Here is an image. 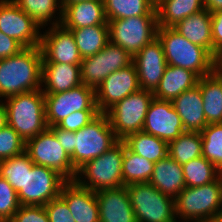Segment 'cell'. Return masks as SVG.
Listing matches in <instances>:
<instances>
[{"label": "cell", "mask_w": 222, "mask_h": 222, "mask_svg": "<svg viewBox=\"0 0 222 222\" xmlns=\"http://www.w3.org/2000/svg\"><path fill=\"white\" fill-rule=\"evenodd\" d=\"M42 60L40 46L0 59V97L42 89Z\"/></svg>", "instance_id": "1"}, {"label": "cell", "mask_w": 222, "mask_h": 222, "mask_svg": "<svg viewBox=\"0 0 222 222\" xmlns=\"http://www.w3.org/2000/svg\"><path fill=\"white\" fill-rule=\"evenodd\" d=\"M157 38L162 43L167 65L188 69L199 78L217 68V60L205 48L191 43L173 27H158Z\"/></svg>", "instance_id": "2"}, {"label": "cell", "mask_w": 222, "mask_h": 222, "mask_svg": "<svg viewBox=\"0 0 222 222\" xmlns=\"http://www.w3.org/2000/svg\"><path fill=\"white\" fill-rule=\"evenodd\" d=\"M3 102L7 125L26 142L48 126L45 119V96L41 89L9 96Z\"/></svg>", "instance_id": "3"}, {"label": "cell", "mask_w": 222, "mask_h": 222, "mask_svg": "<svg viewBox=\"0 0 222 222\" xmlns=\"http://www.w3.org/2000/svg\"><path fill=\"white\" fill-rule=\"evenodd\" d=\"M174 203L176 217L184 222H214L222 209V174L209 184L185 187Z\"/></svg>", "instance_id": "4"}, {"label": "cell", "mask_w": 222, "mask_h": 222, "mask_svg": "<svg viewBox=\"0 0 222 222\" xmlns=\"http://www.w3.org/2000/svg\"><path fill=\"white\" fill-rule=\"evenodd\" d=\"M124 149L125 143L119 140L99 157L89 160L81 166L77 170L75 181L93 192L123 187L122 161ZM83 176L87 182L82 178Z\"/></svg>", "instance_id": "5"}, {"label": "cell", "mask_w": 222, "mask_h": 222, "mask_svg": "<svg viewBox=\"0 0 222 222\" xmlns=\"http://www.w3.org/2000/svg\"><path fill=\"white\" fill-rule=\"evenodd\" d=\"M118 141L107 115L100 113L85 127L74 132V152L70 156L73 167L78 170L87 161L99 157Z\"/></svg>", "instance_id": "6"}, {"label": "cell", "mask_w": 222, "mask_h": 222, "mask_svg": "<svg viewBox=\"0 0 222 222\" xmlns=\"http://www.w3.org/2000/svg\"><path fill=\"white\" fill-rule=\"evenodd\" d=\"M137 222H177L174 198L149 182L126 186Z\"/></svg>", "instance_id": "7"}, {"label": "cell", "mask_w": 222, "mask_h": 222, "mask_svg": "<svg viewBox=\"0 0 222 222\" xmlns=\"http://www.w3.org/2000/svg\"><path fill=\"white\" fill-rule=\"evenodd\" d=\"M153 92L140 89L118 101L105 114L118 140L142 131Z\"/></svg>", "instance_id": "8"}, {"label": "cell", "mask_w": 222, "mask_h": 222, "mask_svg": "<svg viewBox=\"0 0 222 222\" xmlns=\"http://www.w3.org/2000/svg\"><path fill=\"white\" fill-rule=\"evenodd\" d=\"M109 41L132 57L157 38V15H140L108 21Z\"/></svg>", "instance_id": "9"}, {"label": "cell", "mask_w": 222, "mask_h": 222, "mask_svg": "<svg viewBox=\"0 0 222 222\" xmlns=\"http://www.w3.org/2000/svg\"><path fill=\"white\" fill-rule=\"evenodd\" d=\"M68 180L58 171L33 164L25 166L24 187L17 192L20 205L45 206L60 196Z\"/></svg>", "instance_id": "10"}, {"label": "cell", "mask_w": 222, "mask_h": 222, "mask_svg": "<svg viewBox=\"0 0 222 222\" xmlns=\"http://www.w3.org/2000/svg\"><path fill=\"white\" fill-rule=\"evenodd\" d=\"M25 152L34 164L52 168L67 180H75L77 170L73 167L71 157L49 127L25 142Z\"/></svg>", "instance_id": "11"}, {"label": "cell", "mask_w": 222, "mask_h": 222, "mask_svg": "<svg viewBox=\"0 0 222 222\" xmlns=\"http://www.w3.org/2000/svg\"><path fill=\"white\" fill-rule=\"evenodd\" d=\"M132 62L133 57L126 50L109 41L95 55L82 58L80 64L81 82L96 90L111 73Z\"/></svg>", "instance_id": "12"}, {"label": "cell", "mask_w": 222, "mask_h": 222, "mask_svg": "<svg viewBox=\"0 0 222 222\" xmlns=\"http://www.w3.org/2000/svg\"><path fill=\"white\" fill-rule=\"evenodd\" d=\"M45 96V119L48 127L56 126L75 111H98L95 90L83 83L68 91Z\"/></svg>", "instance_id": "13"}, {"label": "cell", "mask_w": 222, "mask_h": 222, "mask_svg": "<svg viewBox=\"0 0 222 222\" xmlns=\"http://www.w3.org/2000/svg\"><path fill=\"white\" fill-rule=\"evenodd\" d=\"M41 26L12 0H0V31L24 48L40 46Z\"/></svg>", "instance_id": "14"}, {"label": "cell", "mask_w": 222, "mask_h": 222, "mask_svg": "<svg viewBox=\"0 0 222 222\" xmlns=\"http://www.w3.org/2000/svg\"><path fill=\"white\" fill-rule=\"evenodd\" d=\"M137 69L133 62L105 78L95 90V101L100 113H105L118 101L139 91Z\"/></svg>", "instance_id": "15"}, {"label": "cell", "mask_w": 222, "mask_h": 222, "mask_svg": "<svg viewBox=\"0 0 222 222\" xmlns=\"http://www.w3.org/2000/svg\"><path fill=\"white\" fill-rule=\"evenodd\" d=\"M142 131L168 144L185 132L182 120L172 102L156 98H153L149 105Z\"/></svg>", "instance_id": "16"}, {"label": "cell", "mask_w": 222, "mask_h": 222, "mask_svg": "<svg viewBox=\"0 0 222 222\" xmlns=\"http://www.w3.org/2000/svg\"><path fill=\"white\" fill-rule=\"evenodd\" d=\"M42 63L80 65L82 57L76 46L73 33L61 24L52 25L41 35Z\"/></svg>", "instance_id": "17"}, {"label": "cell", "mask_w": 222, "mask_h": 222, "mask_svg": "<svg viewBox=\"0 0 222 222\" xmlns=\"http://www.w3.org/2000/svg\"><path fill=\"white\" fill-rule=\"evenodd\" d=\"M140 88L154 92L165 72L167 62L162 43L155 38L133 56Z\"/></svg>", "instance_id": "18"}, {"label": "cell", "mask_w": 222, "mask_h": 222, "mask_svg": "<svg viewBox=\"0 0 222 222\" xmlns=\"http://www.w3.org/2000/svg\"><path fill=\"white\" fill-rule=\"evenodd\" d=\"M60 196L66 201L75 222H100L96 193L80 186L75 180H68Z\"/></svg>", "instance_id": "19"}, {"label": "cell", "mask_w": 222, "mask_h": 222, "mask_svg": "<svg viewBox=\"0 0 222 222\" xmlns=\"http://www.w3.org/2000/svg\"><path fill=\"white\" fill-rule=\"evenodd\" d=\"M95 193L100 222H137L126 186Z\"/></svg>", "instance_id": "20"}, {"label": "cell", "mask_w": 222, "mask_h": 222, "mask_svg": "<svg viewBox=\"0 0 222 222\" xmlns=\"http://www.w3.org/2000/svg\"><path fill=\"white\" fill-rule=\"evenodd\" d=\"M61 25L68 30L108 25L103 0H85L62 5Z\"/></svg>", "instance_id": "21"}, {"label": "cell", "mask_w": 222, "mask_h": 222, "mask_svg": "<svg viewBox=\"0 0 222 222\" xmlns=\"http://www.w3.org/2000/svg\"><path fill=\"white\" fill-rule=\"evenodd\" d=\"M171 102L182 120L185 131L201 132L208 125L198 85L181 93Z\"/></svg>", "instance_id": "22"}, {"label": "cell", "mask_w": 222, "mask_h": 222, "mask_svg": "<svg viewBox=\"0 0 222 222\" xmlns=\"http://www.w3.org/2000/svg\"><path fill=\"white\" fill-rule=\"evenodd\" d=\"M41 89L44 94L68 91L82 84L80 65L63 63H42Z\"/></svg>", "instance_id": "23"}, {"label": "cell", "mask_w": 222, "mask_h": 222, "mask_svg": "<svg viewBox=\"0 0 222 222\" xmlns=\"http://www.w3.org/2000/svg\"><path fill=\"white\" fill-rule=\"evenodd\" d=\"M149 183L161 193L175 198L185 188L182 165L167 155L154 163Z\"/></svg>", "instance_id": "24"}, {"label": "cell", "mask_w": 222, "mask_h": 222, "mask_svg": "<svg viewBox=\"0 0 222 222\" xmlns=\"http://www.w3.org/2000/svg\"><path fill=\"white\" fill-rule=\"evenodd\" d=\"M199 77L182 67L167 65L159 85L153 92L154 98L172 101L186 90L194 88Z\"/></svg>", "instance_id": "25"}, {"label": "cell", "mask_w": 222, "mask_h": 222, "mask_svg": "<svg viewBox=\"0 0 222 222\" xmlns=\"http://www.w3.org/2000/svg\"><path fill=\"white\" fill-rule=\"evenodd\" d=\"M173 28L188 41L205 48L213 56L211 13L207 9L184 18Z\"/></svg>", "instance_id": "26"}, {"label": "cell", "mask_w": 222, "mask_h": 222, "mask_svg": "<svg viewBox=\"0 0 222 222\" xmlns=\"http://www.w3.org/2000/svg\"><path fill=\"white\" fill-rule=\"evenodd\" d=\"M207 124L222 123V73L216 68L211 74L199 78Z\"/></svg>", "instance_id": "27"}, {"label": "cell", "mask_w": 222, "mask_h": 222, "mask_svg": "<svg viewBox=\"0 0 222 222\" xmlns=\"http://www.w3.org/2000/svg\"><path fill=\"white\" fill-rule=\"evenodd\" d=\"M155 9L158 27H174L184 18L205 8L203 0H160Z\"/></svg>", "instance_id": "28"}, {"label": "cell", "mask_w": 222, "mask_h": 222, "mask_svg": "<svg viewBox=\"0 0 222 222\" xmlns=\"http://www.w3.org/2000/svg\"><path fill=\"white\" fill-rule=\"evenodd\" d=\"M122 141L130 151L153 163L165 158L169 153L167 142L143 131L131 134Z\"/></svg>", "instance_id": "29"}, {"label": "cell", "mask_w": 222, "mask_h": 222, "mask_svg": "<svg viewBox=\"0 0 222 222\" xmlns=\"http://www.w3.org/2000/svg\"><path fill=\"white\" fill-rule=\"evenodd\" d=\"M71 32L82 58L95 55L109 42L108 25L71 29Z\"/></svg>", "instance_id": "30"}, {"label": "cell", "mask_w": 222, "mask_h": 222, "mask_svg": "<svg viewBox=\"0 0 222 222\" xmlns=\"http://www.w3.org/2000/svg\"><path fill=\"white\" fill-rule=\"evenodd\" d=\"M107 21L140 15H157L151 0H103Z\"/></svg>", "instance_id": "31"}, {"label": "cell", "mask_w": 222, "mask_h": 222, "mask_svg": "<svg viewBox=\"0 0 222 222\" xmlns=\"http://www.w3.org/2000/svg\"><path fill=\"white\" fill-rule=\"evenodd\" d=\"M154 163L130 151L126 145L122 161L123 185L149 182Z\"/></svg>", "instance_id": "32"}, {"label": "cell", "mask_w": 222, "mask_h": 222, "mask_svg": "<svg viewBox=\"0 0 222 222\" xmlns=\"http://www.w3.org/2000/svg\"><path fill=\"white\" fill-rule=\"evenodd\" d=\"M168 155L183 165L195 158L202 156L201 132H183L177 139L168 144Z\"/></svg>", "instance_id": "33"}, {"label": "cell", "mask_w": 222, "mask_h": 222, "mask_svg": "<svg viewBox=\"0 0 222 222\" xmlns=\"http://www.w3.org/2000/svg\"><path fill=\"white\" fill-rule=\"evenodd\" d=\"M19 8L25 11L33 18L41 27L46 26L47 22H52L55 18V11L59 10V18L51 25H59L62 21V5L61 0H12ZM59 19V20H58ZM58 20V21H57Z\"/></svg>", "instance_id": "34"}, {"label": "cell", "mask_w": 222, "mask_h": 222, "mask_svg": "<svg viewBox=\"0 0 222 222\" xmlns=\"http://www.w3.org/2000/svg\"><path fill=\"white\" fill-rule=\"evenodd\" d=\"M185 187H198L215 181L222 173L200 156L182 165Z\"/></svg>", "instance_id": "35"}, {"label": "cell", "mask_w": 222, "mask_h": 222, "mask_svg": "<svg viewBox=\"0 0 222 222\" xmlns=\"http://www.w3.org/2000/svg\"><path fill=\"white\" fill-rule=\"evenodd\" d=\"M201 136L202 156L222 173V123L207 125Z\"/></svg>", "instance_id": "36"}, {"label": "cell", "mask_w": 222, "mask_h": 222, "mask_svg": "<svg viewBox=\"0 0 222 222\" xmlns=\"http://www.w3.org/2000/svg\"><path fill=\"white\" fill-rule=\"evenodd\" d=\"M34 162L24 151L12 158L0 161V176L18 192L24 187L25 166H33Z\"/></svg>", "instance_id": "37"}, {"label": "cell", "mask_w": 222, "mask_h": 222, "mask_svg": "<svg viewBox=\"0 0 222 222\" xmlns=\"http://www.w3.org/2000/svg\"><path fill=\"white\" fill-rule=\"evenodd\" d=\"M25 151V141L9 125L0 129V161L17 156Z\"/></svg>", "instance_id": "38"}, {"label": "cell", "mask_w": 222, "mask_h": 222, "mask_svg": "<svg viewBox=\"0 0 222 222\" xmlns=\"http://www.w3.org/2000/svg\"><path fill=\"white\" fill-rule=\"evenodd\" d=\"M20 207L15 189L0 176V222H8Z\"/></svg>", "instance_id": "39"}, {"label": "cell", "mask_w": 222, "mask_h": 222, "mask_svg": "<svg viewBox=\"0 0 222 222\" xmlns=\"http://www.w3.org/2000/svg\"><path fill=\"white\" fill-rule=\"evenodd\" d=\"M99 114V111H75L61 120L56 126L63 130L75 132L85 127Z\"/></svg>", "instance_id": "40"}, {"label": "cell", "mask_w": 222, "mask_h": 222, "mask_svg": "<svg viewBox=\"0 0 222 222\" xmlns=\"http://www.w3.org/2000/svg\"><path fill=\"white\" fill-rule=\"evenodd\" d=\"M44 208L49 222H75L66 201L61 196L48 202Z\"/></svg>", "instance_id": "41"}, {"label": "cell", "mask_w": 222, "mask_h": 222, "mask_svg": "<svg viewBox=\"0 0 222 222\" xmlns=\"http://www.w3.org/2000/svg\"><path fill=\"white\" fill-rule=\"evenodd\" d=\"M8 222H49L44 206L20 205Z\"/></svg>", "instance_id": "42"}, {"label": "cell", "mask_w": 222, "mask_h": 222, "mask_svg": "<svg viewBox=\"0 0 222 222\" xmlns=\"http://www.w3.org/2000/svg\"><path fill=\"white\" fill-rule=\"evenodd\" d=\"M213 57L218 60L222 54V10L211 12Z\"/></svg>", "instance_id": "43"}, {"label": "cell", "mask_w": 222, "mask_h": 222, "mask_svg": "<svg viewBox=\"0 0 222 222\" xmlns=\"http://www.w3.org/2000/svg\"><path fill=\"white\" fill-rule=\"evenodd\" d=\"M24 47L15 39L0 31V59L18 54Z\"/></svg>", "instance_id": "44"}, {"label": "cell", "mask_w": 222, "mask_h": 222, "mask_svg": "<svg viewBox=\"0 0 222 222\" xmlns=\"http://www.w3.org/2000/svg\"><path fill=\"white\" fill-rule=\"evenodd\" d=\"M49 128L53 131L63 149L71 156L74 152V131L63 130L57 126Z\"/></svg>", "instance_id": "45"}, {"label": "cell", "mask_w": 222, "mask_h": 222, "mask_svg": "<svg viewBox=\"0 0 222 222\" xmlns=\"http://www.w3.org/2000/svg\"><path fill=\"white\" fill-rule=\"evenodd\" d=\"M203 4L210 13L222 10V0H203Z\"/></svg>", "instance_id": "46"}, {"label": "cell", "mask_w": 222, "mask_h": 222, "mask_svg": "<svg viewBox=\"0 0 222 222\" xmlns=\"http://www.w3.org/2000/svg\"><path fill=\"white\" fill-rule=\"evenodd\" d=\"M2 102L3 101L0 102V129L7 125V111Z\"/></svg>", "instance_id": "47"}, {"label": "cell", "mask_w": 222, "mask_h": 222, "mask_svg": "<svg viewBox=\"0 0 222 222\" xmlns=\"http://www.w3.org/2000/svg\"><path fill=\"white\" fill-rule=\"evenodd\" d=\"M81 1H85V0H61V5H68L71 3H76V2H81Z\"/></svg>", "instance_id": "48"}, {"label": "cell", "mask_w": 222, "mask_h": 222, "mask_svg": "<svg viewBox=\"0 0 222 222\" xmlns=\"http://www.w3.org/2000/svg\"><path fill=\"white\" fill-rule=\"evenodd\" d=\"M217 69L222 73V54L219 56L217 60Z\"/></svg>", "instance_id": "49"}, {"label": "cell", "mask_w": 222, "mask_h": 222, "mask_svg": "<svg viewBox=\"0 0 222 222\" xmlns=\"http://www.w3.org/2000/svg\"><path fill=\"white\" fill-rule=\"evenodd\" d=\"M214 222H222V209L220 210L219 214L217 215Z\"/></svg>", "instance_id": "50"}, {"label": "cell", "mask_w": 222, "mask_h": 222, "mask_svg": "<svg viewBox=\"0 0 222 222\" xmlns=\"http://www.w3.org/2000/svg\"><path fill=\"white\" fill-rule=\"evenodd\" d=\"M155 5L160 1V0H151Z\"/></svg>", "instance_id": "51"}]
</instances>
